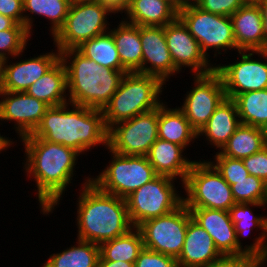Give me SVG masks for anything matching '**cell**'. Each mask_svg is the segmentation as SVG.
Returning a JSON list of instances; mask_svg holds the SVG:
<instances>
[{"label":"cell","instance_id":"1","mask_svg":"<svg viewBox=\"0 0 267 267\" xmlns=\"http://www.w3.org/2000/svg\"><path fill=\"white\" fill-rule=\"evenodd\" d=\"M24 146V172L34 178L35 191L42 214L49 215L58 206L70 185L80 154L74 149L43 140L42 138H21Z\"/></svg>","mask_w":267,"mask_h":267},{"label":"cell","instance_id":"2","mask_svg":"<svg viewBox=\"0 0 267 267\" xmlns=\"http://www.w3.org/2000/svg\"><path fill=\"white\" fill-rule=\"evenodd\" d=\"M108 131L101 109L67 103L50 107L35 131L23 138H42L70 147L82 155L98 145L106 149Z\"/></svg>","mask_w":267,"mask_h":267},{"label":"cell","instance_id":"3","mask_svg":"<svg viewBox=\"0 0 267 267\" xmlns=\"http://www.w3.org/2000/svg\"><path fill=\"white\" fill-rule=\"evenodd\" d=\"M81 185L76 200L78 239L100 245L134 228L124 198L103 192L89 176Z\"/></svg>","mask_w":267,"mask_h":267},{"label":"cell","instance_id":"4","mask_svg":"<svg viewBox=\"0 0 267 267\" xmlns=\"http://www.w3.org/2000/svg\"><path fill=\"white\" fill-rule=\"evenodd\" d=\"M60 60L67 72L69 103L89 108L102 110L128 72L104 68L77 49L61 51Z\"/></svg>","mask_w":267,"mask_h":267},{"label":"cell","instance_id":"5","mask_svg":"<svg viewBox=\"0 0 267 267\" xmlns=\"http://www.w3.org/2000/svg\"><path fill=\"white\" fill-rule=\"evenodd\" d=\"M164 85L157 77L127 72L118 90L102 109L107 129L116 123L158 108L163 103L160 96Z\"/></svg>","mask_w":267,"mask_h":267},{"label":"cell","instance_id":"6","mask_svg":"<svg viewBox=\"0 0 267 267\" xmlns=\"http://www.w3.org/2000/svg\"><path fill=\"white\" fill-rule=\"evenodd\" d=\"M111 14V15H110ZM115 15L95 0H72L64 25L53 36L54 47L60 52L76 49L83 42L108 32L107 15Z\"/></svg>","mask_w":267,"mask_h":267},{"label":"cell","instance_id":"7","mask_svg":"<svg viewBox=\"0 0 267 267\" xmlns=\"http://www.w3.org/2000/svg\"><path fill=\"white\" fill-rule=\"evenodd\" d=\"M181 186L185 190L183 203L187 208L229 211L235 204L231 186L209 161L202 158L194 160Z\"/></svg>","mask_w":267,"mask_h":267},{"label":"cell","instance_id":"8","mask_svg":"<svg viewBox=\"0 0 267 267\" xmlns=\"http://www.w3.org/2000/svg\"><path fill=\"white\" fill-rule=\"evenodd\" d=\"M106 150L112 160L96 178L91 177V182L103 192L125 199L157 176L146 156L122 155L109 147Z\"/></svg>","mask_w":267,"mask_h":267},{"label":"cell","instance_id":"9","mask_svg":"<svg viewBox=\"0 0 267 267\" xmlns=\"http://www.w3.org/2000/svg\"><path fill=\"white\" fill-rule=\"evenodd\" d=\"M175 180L157 175L125 198L129 219L134 227L148 219L168 214L183 203V196L177 191Z\"/></svg>","mask_w":267,"mask_h":267},{"label":"cell","instance_id":"10","mask_svg":"<svg viewBox=\"0 0 267 267\" xmlns=\"http://www.w3.org/2000/svg\"><path fill=\"white\" fill-rule=\"evenodd\" d=\"M178 17L187 26L190 34L198 41L201 51L207 58H210V52H208L210 49H214V57H218L217 53L224 55L231 49L236 51L233 25L229 16L204 11L193 3L180 10Z\"/></svg>","mask_w":267,"mask_h":267},{"label":"cell","instance_id":"11","mask_svg":"<svg viewBox=\"0 0 267 267\" xmlns=\"http://www.w3.org/2000/svg\"><path fill=\"white\" fill-rule=\"evenodd\" d=\"M191 218L189 209L182 203L168 214L144 221L137 227L142 234L144 248L177 259Z\"/></svg>","mask_w":267,"mask_h":267},{"label":"cell","instance_id":"12","mask_svg":"<svg viewBox=\"0 0 267 267\" xmlns=\"http://www.w3.org/2000/svg\"><path fill=\"white\" fill-rule=\"evenodd\" d=\"M158 139V108L113 125L108 147L128 156H146Z\"/></svg>","mask_w":267,"mask_h":267},{"label":"cell","instance_id":"13","mask_svg":"<svg viewBox=\"0 0 267 267\" xmlns=\"http://www.w3.org/2000/svg\"><path fill=\"white\" fill-rule=\"evenodd\" d=\"M241 58L233 63L217 64L215 70L221 75L226 97L234 99L237 95L267 88V50L239 51ZM262 59H254V55ZM240 60V61H239Z\"/></svg>","mask_w":267,"mask_h":267},{"label":"cell","instance_id":"14","mask_svg":"<svg viewBox=\"0 0 267 267\" xmlns=\"http://www.w3.org/2000/svg\"><path fill=\"white\" fill-rule=\"evenodd\" d=\"M192 76L194 86L187 91L183 104L179 108L191 127L199 133L226 98V92L221 75L216 70L208 74Z\"/></svg>","mask_w":267,"mask_h":267},{"label":"cell","instance_id":"15","mask_svg":"<svg viewBox=\"0 0 267 267\" xmlns=\"http://www.w3.org/2000/svg\"><path fill=\"white\" fill-rule=\"evenodd\" d=\"M164 31L171 58L179 72L186 67L194 73L192 75H204L215 70V65L210 62L212 59L209 60L201 51L198 41L179 17L165 25Z\"/></svg>","mask_w":267,"mask_h":267},{"label":"cell","instance_id":"16","mask_svg":"<svg viewBox=\"0 0 267 267\" xmlns=\"http://www.w3.org/2000/svg\"><path fill=\"white\" fill-rule=\"evenodd\" d=\"M0 97V121L15 123L13 129L19 139L31 135L50 108L48 104L26 92L1 91Z\"/></svg>","mask_w":267,"mask_h":267},{"label":"cell","instance_id":"17","mask_svg":"<svg viewBox=\"0 0 267 267\" xmlns=\"http://www.w3.org/2000/svg\"><path fill=\"white\" fill-rule=\"evenodd\" d=\"M142 44V74L160 79L165 85L179 74L169 52L164 26H140ZM149 64V65H148Z\"/></svg>","mask_w":267,"mask_h":267},{"label":"cell","instance_id":"18","mask_svg":"<svg viewBox=\"0 0 267 267\" xmlns=\"http://www.w3.org/2000/svg\"><path fill=\"white\" fill-rule=\"evenodd\" d=\"M22 55L23 53L16 56L21 59L19 62H12L10 58L4 60L2 91L26 92L33 83L46 74L60 60V51L58 49H52L51 52H45V54L42 53L37 57H30V59L25 57V60H22Z\"/></svg>","mask_w":267,"mask_h":267},{"label":"cell","instance_id":"19","mask_svg":"<svg viewBox=\"0 0 267 267\" xmlns=\"http://www.w3.org/2000/svg\"><path fill=\"white\" fill-rule=\"evenodd\" d=\"M267 204L259 203H235L230 209L229 214L231 221L234 224L236 231V240L238 247L248 255H251L258 260L263 256L265 250V241L267 239V216L266 215H256L252 207H262L266 209ZM251 207V208H250ZM253 211V212H252ZM255 215V216H254ZM258 228L259 232L255 241L250 245H245L241 243L240 239H244L248 235H251V230ZM243 236V237H242Z\"/></svg>","mask_w":267,"mask_h":267},{"label":"cell","instance_id":"20","mask_svg":"<svg viewBox=\"0 0 267 267\" xmlns=\"http://www.w3.org/2000/svg\"><path fill=\"white\" fill-rule=\"evenodd\" d=\"M192 219L212 237L222 255L245 254L237 245L236 231L229 211L209 208H188Z\"/></svg>","mask_w":267,"mask_h":267},{"label":"cell","instance_id":"21","mask_svg":"<svg viewBox=\"0 0 267 267\" xmlns=\"http://www.w3.org/2000/svg\"><path fill=\"white\" fill-rule=\"evenodd\" d=\"M230 18L237 52L265 51L263 18L257 3H246Z\"/></svg>","mask_w":267,"mask_h":267},{"label":"cell","instance_id":"22","mask_svg":"<svg viewBox=\"0 0 267 267\" xmlns=\"http://www.w3.org/2000/svg\"><path fill=\"white\" fill-rule=\"evenodd\" d=\"M221 256L209 233L191 218L177 258L179 267H206Z\"/></svg>","mask_w":267,"mask_h":267},{"label":"cell","instance_id":"23","mask_svg":"<svg viewBox=\"0 0 267 267\" xmlns=\"http://www.w3.org/2000/svg\"><path fill=\"white\" fill-rule=\"evenodd\" d=\"M184 151L182 146L158 138L146 157L157 175L179 178L183 184L194 162L184 156Z\"/></svg>","mask_w":267,"mask_h":267},{"label":"cell","instance_id":"24","mask_svg":"<svg viewBox=\"0 0 267 267\" xmlns=\"http://www.w3.org/2000/svg\"><path fill=\"white\" fill-rule=\"evenodd\" d=\"M240 125L237 106L233 99L226 97L199 131L198 138L205 136L207 145L211 144L219 152Z\"/></svg>","mask_w":267,"mask_h":267},{"label":"cell","instance_id":"25","mask_svg":"<svg viewBox=\"0 0 267 267\" xmlns=\"http://www.w3.org/2000/svg\"><path fill=\"white\" fill-rule=\"evenodd\" d=\"M158 138L182 146L185 150L198 139L183 111L177 106L169 108L163 102L158 107Z\"/></svg>","mask_w":267,"mask_h":267},{"label":"cell","instance_id":"26","mask_svg":"<svg viewBox=\"0 0 267 267\" xmlns=\"http://www.w3.org/2000/svg\"><path fill=\"white\" fill-rule=\"evenodd\" d=\"M66 92H68L67 72L61 60L26 90L28 95L45 102L50 107L69 103Z\"/></svg>","mask_w":267,"mask_h":267},{"label":"cell","instance_id":"27","mask_svg":"<svg viewBox=\"0 0 267 267\" xmlns=\"http://www.w3.org/2000/svg\"><path fill=\"white\" fill-rule=\"evenodd\" d=\"M124 13L125 21L138 26H165L178 17V11L165 0H130Z\"/></svg>","mask_w":267,"mask_h":267},{"label":"cell","instance_id":"28","mask_svg":"<svg viewBox=\"0 0 267 267\" xmlns=\"http://www.w3.org/2000/svg\"><path fill=\"white\" fill-rule=\"evenodd\" d=\"M115 41L122 66L128 72L142 74V44L140 41V26L124 19L117 27L109 30Z\"/></svg>","mask_w":267,"mask_h":267},{"label":"cell","instance_id":"29","mask_svg":"<svg viewBox=\"0 0 267 267\" xmlns=\"http://www.w3.org/2000/svg\"><path fill=\"white\" fill-rule=\"evenodd\" d=\"M71 2L72 0H23L24 26L29 34L33 35L35 18L32 15H38L49 19L50 33L53 37L64 25Z\"/></svg>","mask_w":267,"mask_h":267},{"label":"cell","instance_id":"30","mask_svg":"<svg viewBox=\"0 0 267 267\" xmlns=\"http://www.w3.org/2000/svg\"><path fill=\"white\" fill-rule=\"evenodd\" d=\"M266 145V130L241 124L219 153L230 158L243 159L260 151Z\"/></svg>","mask_w":267,"mask_h":267},{"label":"cell","instance_id":"31","mask_svg":"<svg viewBox=\"0 0 267 267\" xmlns=\"http://www.w3.org/2000/svg\"><path fill=\"white\" fill-rule=\"evenodd\" d=\"M77 244L53 253L41 267H98L99 245L77 238Z\"/></svg>","mask_w":267,"mask_h":267},{"label":"cell","instance_id":"32","mask_svg":"<svg viewBox=\"0 0 267 267\" xmlns=\"http://www.w3.org/2000/svg\"><path fill=\"white\" fill-rule=\"evenodd\" d=\"M143 248L142 234L137 227H134L125 235L100 244L99 260L126 261L135 264Z\"/></svg>","mask_w":267,"mask_h":267},{"label":"cell","instance_id":"33","mask_svg":"<svg viewBox=\"0 0 267 267\" xmlns=\"http://www.w3.org/2000/svg\"><path fill=\"white\" fill-rule=\"evenodd\" d=\"M241 124L267 131V88L244 92L234 99Z\"/></svg>","mask_w":267,"mask_h":267},{"label":"cell","instance_id":"34","mask_svg":"<svg viewBox=\"0 0 267 267\" xmlns=\"http://www.w3.org/2000/svg\"><path fill=\"white\" fill-rule=\"evenodd\" d=\"M76 49L104 68L127 71L121 64L115 41L109 31L83 42Z\"/></svg>","mask_w":267,"mask_h":267},{"label":"cell","instance_id":"35","mask_svg":"<svg viewBox=\"0 0 267 267\" xmlns=\"http://www.w3.org/2000/svg\"><path fill=\"white\" fill-rule=\"evenodd\" d=\"M231 191L235 203L267 204V183L253 175L234 181Z\"/></svg>","mask_w":267,"mask_h":267},{"label":"cell","instance_id":"36","mask_svg":"<svg viewBox=\"0 0 267 267\" xmlns=\"http://www.w3.org/2000/svg\"><path fill=\"white\" fill-rule=\"evenodd\" d=\"M29 38L31 35L26 27L18 23L11 29L0 31V58L17 59L16 56L26 50Z\"/></svg>","mask_w":267,"mask_h":267},{"label":"cell","instance_id":"37","mask_svg":"<svg viewBox=\"0 0 267 267\" xmlns=\"http://www.w3.org/2000/svg\"><path fill=\"white\" fill-rule=\"evenodd\" d=\"M214 154L213 160L211 161L209 159L208 161L217 169L230 186L234 184V181H240L249 175L242 159L223 156L219 152Z\"/></svg>","mask_w":267,"mask_h":267},{"label":"cell","instance_id":"38","mask_svg":"<svg viewBox=\"0 0 267 267\" xmlns=\"http://www.w3.org/2000/svg\"><path fill=\"white\" fill-rule=\"evenodd\" d=\"M195 4L202 10L221 15L231 16L246 4L245 0H196Z\"/></svg>","mask_w":267,"mask_h":267},{"label":"cell","instance_id":"39","mask_svg":"<svg viewBox=\"0 0 267 267\" xmlns=\"http://www.w3.org/2000/svg\"><path fill=\"white\" fill-rule=\"evenodd\" d=\"M134 267H179V264L176 258L143 248Z\"/></svg>","mask_w":267,"mask_h":267},{"label":"cell","instance_id":"40","mask_svg":"<svg viewBox=\"0 0 267 267\" xmlns=\"http://www.w3.org/2000/svg\"><path fill=\"white\" fill-rule=\"evenodd\" d=\"M249 175L267 183V145L255 154L242 159Z\"/></svg>","mask_w":267,"mask_h":267},{"label":"cell","instance_id":"41","mask_svg":"<svg viewBox=\"0 0 267 267\" xmlns=\"http://www.w3.org/2000/svg\"><path fill=\"white\" fill-rule=\"evenodd\" d=\"M260 262L248 254L222 255L206 267H257Z\"/></svg>","mask_w":267,"mask_h":267},{"label":"cell","instance_id":"42","mask_svg":"<svg viewBox=\"0 0 267 267\" xmlns=\"http://www.w3.org/2000/svg\"><path fill=\"white\" fill-rule=\"evenodd\" d=\"M0 14L24 25L23 0H0Z\"/></svg>","mask_w":267,"mask_h":267},{"label":"cell","instance_id":"43","mask_svg":"<svg viewBox=\"0 0 267 267\" xmlns=\"http://www.w3.org/2000/svg\"><path fill=\"white\" fill-rule=\"evenodd\" d=\"M108 7L114 14L124 13L130 3V0H95Z\"/></svg>","mask_w":267,"mask_h":267},{"label":"cell","instance_id":"44","mask_svg":"<svg viewBox=\"0 0 267 267\" xmlns=\"http://www.w3.org/2000/svg\"><path fill=\"white\" fill-rule=\"evenodd\" d=\"M260 8L262 18H263V28L265 37V51L267 50V0H260L257 2Z\"/></svg>","mask_w":267,"mask_h":267},{"label":"cell","instance_id":"45","mask_svg":"<svg viewBox=\"0 0 267 267\" xmlns=\"http://www.w3.org/2000/svg\"><path fill=\"white\" fill-rule=\"evenodd\" d=\"M98 267H134V263L126 261L99 260Z\"/></svg>","mask_w":267,"mask_h":267},{"label":"cell","instance_id":"46","mask_svg":"<svg viewBox=\"0 0 267 267\" xmlns=\"http://www.w3.org/2000/svg\"><path fill=\"white\" fill-rule=\"evenodd\" d=\"M172 5L178 12L185 9L189 5L195 3L196 0H165Z\"/></svg>","mask_w":267,"mask_h":267},{"label":"cell","instance_id":"47","mask_svg":"<svg viewBox=\"0 0 267 267\" xmlns=\"http://www.w3.org/2000/svg\"><path fill=\"white\" fill-rule=\"evenodd\" d=\"M16 24L17 22L14 19L0 14V31L11 29Z\"/></svg>","mask_w":267,"mask_h":267},{"label":"cell","instance_id":"48","mask_svg":"<svg viewBox=\"0 0 267 267\" xmlns=\"http://www.w3.org/2000/svg\"><path fill=\"white\" fill-rule=\"evenodd\" d=\"M4 135L0 134V154L7 150L8 148L12 147L11 145H13L16 140L13 142V139H9V137H3ZM2 151V152H1Z\"/></svg>","mask_w":267,"mask_h":267},{"label":"cell","instance_id":"49","mask_svg":"<svg viewBox=\"0 0 267 267\" xmlns=\"http://www.w3.org/2000/svg\"><path fill=\"white\" fill-rule=\"evenodd\" d=\"M260 264H263L265 267L267 265V239L265 241V250L263 256L259 259Z\"/></svg>","mask_w":267,"mask_h":267},{"label":"cell","instance_id":"50","mask_svg":"<svg viewBox=\"0 0 267 267\" xmlns=\"http://www.w3.org/2000/svg\"><path fill=\"white\" fill-rule=\"evenodd\" d=\"M3 63L4 60L0 58V92L2 91V85H3Z\"/></svg>","mask_w":267,"mask_h":267},{"label":"cell","instance_id":"51","mask_svg":"<svg viewBox=\"0 0 267 267\" xmlns=\"http://www.w3.org/2000/svg\"><path fill=\"white\" fill-rule=\"evenodd\" d=\"M245 1H246V3H257L260 0H245Z\"/></svg>","mask_w":267,"mask_h":267},{"label":"cell","instance_id":"52","mask_svg":"<svg viewBox=\"0 0 267 267\" xmlns=\"http://www.w3.org/2000/svg\"><path fill=\"white\" fill-rule=\"evenodd\" d=\"M257 267H264V265L263 264H259V265H257Z\"/></svg>","mask_w":267,"mask_h":267}]
</instances>
